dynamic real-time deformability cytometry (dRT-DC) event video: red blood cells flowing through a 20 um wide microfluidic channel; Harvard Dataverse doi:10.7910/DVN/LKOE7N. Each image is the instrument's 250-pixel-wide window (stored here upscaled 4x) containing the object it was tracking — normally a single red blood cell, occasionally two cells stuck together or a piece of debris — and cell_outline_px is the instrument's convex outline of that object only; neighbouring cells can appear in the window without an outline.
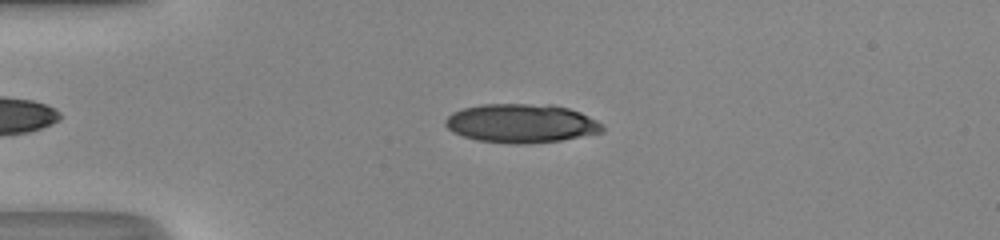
{"species": "human", "species_latin": "Homo sapiens", "temperature_condition": "room temperature", "stored_images_in_passage": 36, "camera_frame_rate_fps": 3000, "um_per_image_px": 0.085, "donor": {"sex": "male"}, "frame": {"image": 1, "passage_image": 4, "time_ms": 1.0, "image_size_px": [1000, 240], "cell_outline_px": [[604, 132], [560, 140], [528, 144], [508, 144], [476, 140], [452, 132], [444, 124], [444, 120], [452, 112], [464, 108], [480, 104], [552, 104], [568, 108], [580, 112], [604, 124]], "centroid_in_image_um": [44.31, 10.48], "position_along_channel_um": 40.7, "area_um2": 35.84}}
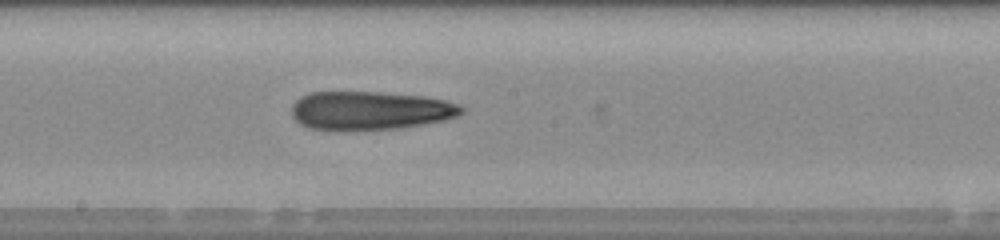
{"frame": {"image": 2, "passage_image": 19, "time_ms": 6.0, "image_size_px": [1000, 240], "cell_outline_px": [[464, 112], [460, 116], [444, 120], [424, 124], [400, 128], [308, 128], [300, 124], [292, 116], [292, 104], [300, 96], [312, 92], [376, 92], [424, 96], [444, 100], [460, 104], [464, 108]], "centroid_in_image_um": [31.51, 9.37], "position_along_channel_um": 216.7, "area_um2": 37.63}}
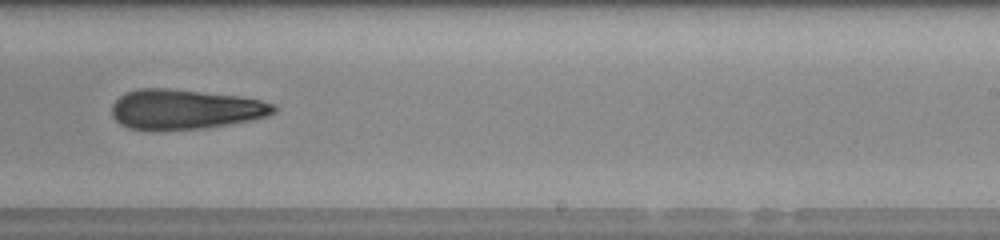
{"frame": {"image": 3, "passage_image": 23, "time_ms": 7.333, "image_size_px": [1000, 240], "cell_outline_px": [[276, 112], [268, 116], [228, 124], [204, 128], [128, 128], [120, 124], [112, 116], [112, 104], [120, 96], [128, 92], [140, 88], [168, 88], [240, 96], [260, 100], [276, 104]], "centroid_in_image_um": [15.76, 9.26], "position_along_channel_um": 273.2, "area_um2": 36.99}, "authors_computed_cell_mechanics": {"area_um2": 37.6278, "velocity_mm_per_s": 4.2518, "shape_relaxation_time_tau1_ms": 9.5341, "shape_relaxation_time_tau2_ms": null, "deformation_change_tau1": 0.2455, "deformation_change_tau2": null}}